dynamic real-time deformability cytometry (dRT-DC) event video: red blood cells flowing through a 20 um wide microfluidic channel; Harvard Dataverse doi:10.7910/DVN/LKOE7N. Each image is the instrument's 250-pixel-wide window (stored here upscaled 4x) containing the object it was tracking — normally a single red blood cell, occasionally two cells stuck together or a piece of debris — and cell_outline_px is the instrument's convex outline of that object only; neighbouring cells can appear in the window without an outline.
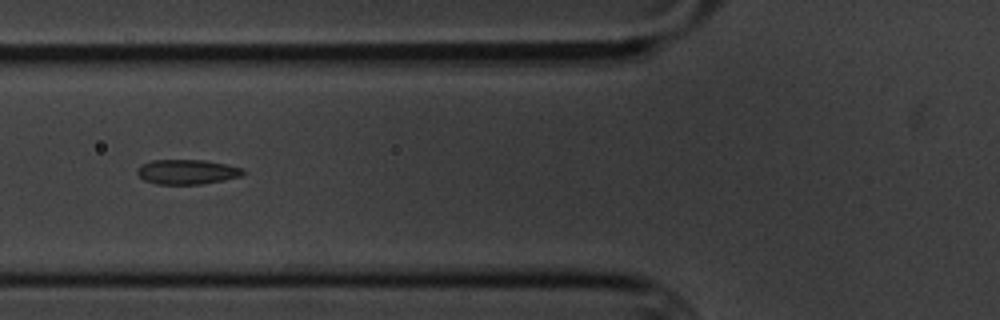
{"species": "common noctule bat (a hibernating species)", "species_latin": "Nyctalus noctula", "temperature_condition": "cold", "stored_images_in_passage": 12, "camera_frame_rate_fps": 3000, "um_per_image_px": 0.085, "animal": {"sex": "male", "body_mass_g": 20.1, "forearm_length_mm": 53.5}, "frame": {"image": 1, "passage_image": 3, "time_ms": 2.333, "image_size_px": [1000, 320], "cell_outline_px": [[244, 176], [224, 180], [200, 184], [156, 184], [144, 180], [136, 172], [136, 168], [152, 160], [204, 160], [228, 164], [244, 168]], "centroid_in_image_um": [15.94, 14.61], "position_along_channel_um": 109.9, "area_um2": 15.37}}
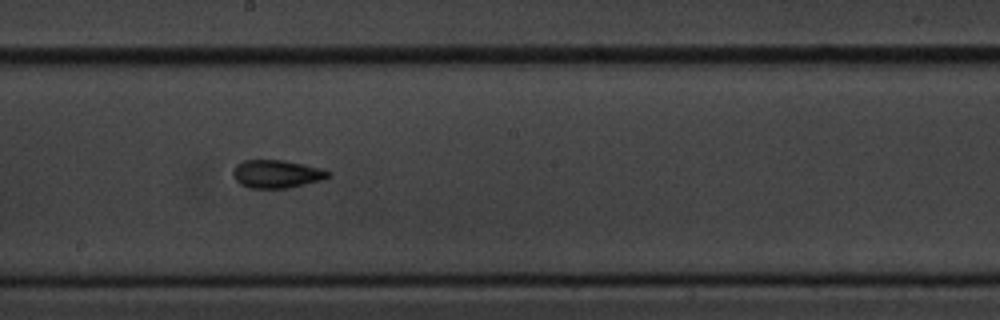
{"frame": {"image": 2, "passage_image": 6, "time_ms": 5.667, "image_size_px": [1000, 320], "cell_outline_px": [[332, 176], [324, 180], [288, 188], [248, 188], [240, 184], [232, 176], [232, 172], [236, 164], [244, 160], [284, 160], [324, 168], [332, 172]], "centroid_in_image_um": [23.57, 14.79], "position_along_channel_um": 224.6, "area_um2": 15.95}}
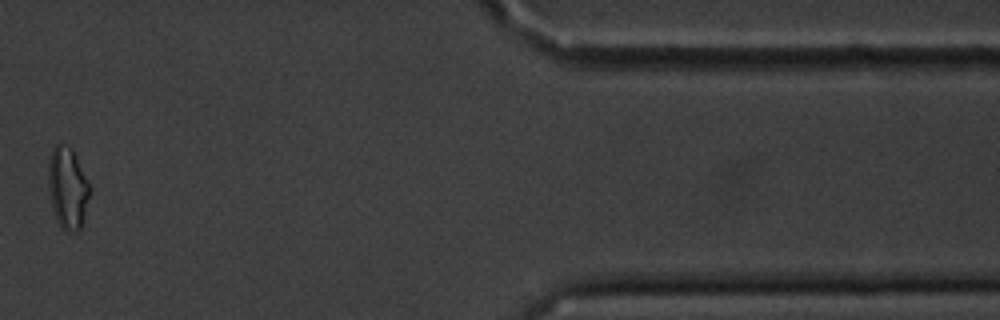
{"frame": {"image": 3, "passage_image": 11, "time_ms": 12.333, "image_size_px": [1000, 320], "cell_outline_px": [[88, 196], [80, 228], [76, 232], [68, 232], [56, 220], [52, 208], [48, 184], [48, 164], [52, 152], [56, 144], [60, 144], [72, 148], [88, 184]], "centroid_in_image_um": [5.7, 15.98], "position_along_channel_um": 405.7, "area_um2": 18.9}, "authors_computed_cell_mechanics": {"area_um2": 15.5193, "velocity_mm_per_s": 3.4273, "shape_relaxation_time_tau1_ms": 5.5376, "shape_relaxation_time_tau2_ms": 3.4528, "deformation_change_tau1": 0.1202, "deformation_change_tau2": 0.0787}}